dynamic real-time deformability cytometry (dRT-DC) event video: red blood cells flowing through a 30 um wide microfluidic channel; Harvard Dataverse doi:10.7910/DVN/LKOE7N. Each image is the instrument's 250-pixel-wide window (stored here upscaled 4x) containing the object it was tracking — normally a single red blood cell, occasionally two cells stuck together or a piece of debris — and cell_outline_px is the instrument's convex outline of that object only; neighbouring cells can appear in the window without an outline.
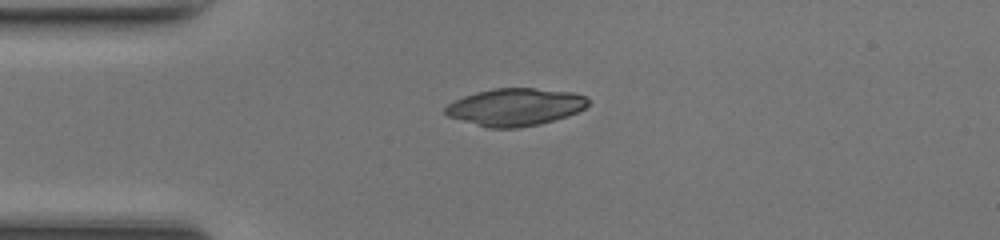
{"species": "common noctule bat (a hibernating species)", "species_latin": "Nyctalus noctula", "temperature_condition": "room temperature", "stored_images_in_passage": 37, "camera_frame_rate_fps": 3000, "um_per_image_px": 0.085, "animal": {"sex": "female", "body_mass_g": 17.0, "forearm_length_mm": 48.0}, "frame": {"image": 1, "passage_image": 1, "time_ms": 0.0, "image_size_px": [1000, 240], "cell_outline_px": [[588, 104], [584, 108], [568, 116], [540, 124], [520, 128], [488, 128], [448, 116], [444, 112], [444, 108], [448, 104], [464, 96], [476, 92], [496, 88], [536, 88], [576, 92], [588, 96]], "centroid_in_image_um": [43.83, 9.09], "position_along_channel_um": 41.2, "area_um2": 31.27}}
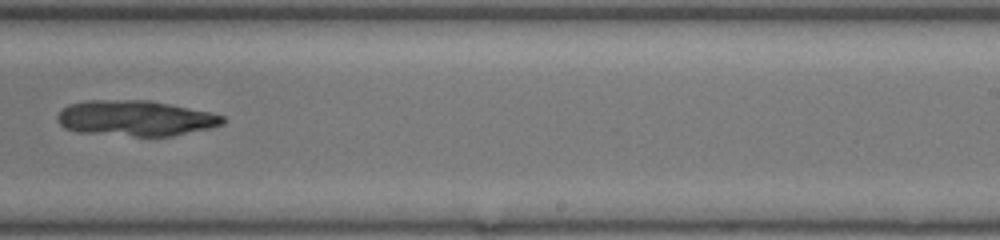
{"frame": {"image": 2, "passage_image": 19, "time_ms": 6.0, "image_size_px": [1000, 240], "cell_outline_px": [[224, 124], [208, 128], [172, 136], [132, 136], [76, 132], [64, 128], [56, 120], [56, 116], [68, 104], [84, 100], [148, 100], [208, 112], [224, 116]], "centroid_in_image_um": [11.45, 10.05], "position_along_channel_um": 277.6, "area_um2": 34.16}}
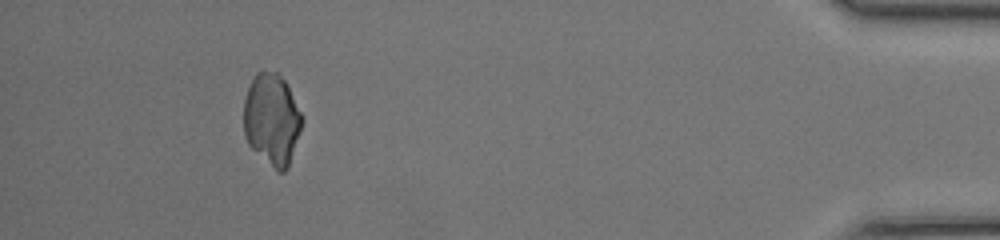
{"frame": {"image": 3, "passage_image": 33, "time_ms": 10.667, "image_size_px": [1000, 240], "cell_outline_px": [[304, 120], [288, 168], [284, 172], [276, 172], [248, 144], [244, 136], [244, 100], [248, 88], [256, 72], [276, 72], [284, 80]], "centroid_in_image_um": [23.1, 10.2], "position_along_channel_um": 412.1, "area_um2": 30.92}}